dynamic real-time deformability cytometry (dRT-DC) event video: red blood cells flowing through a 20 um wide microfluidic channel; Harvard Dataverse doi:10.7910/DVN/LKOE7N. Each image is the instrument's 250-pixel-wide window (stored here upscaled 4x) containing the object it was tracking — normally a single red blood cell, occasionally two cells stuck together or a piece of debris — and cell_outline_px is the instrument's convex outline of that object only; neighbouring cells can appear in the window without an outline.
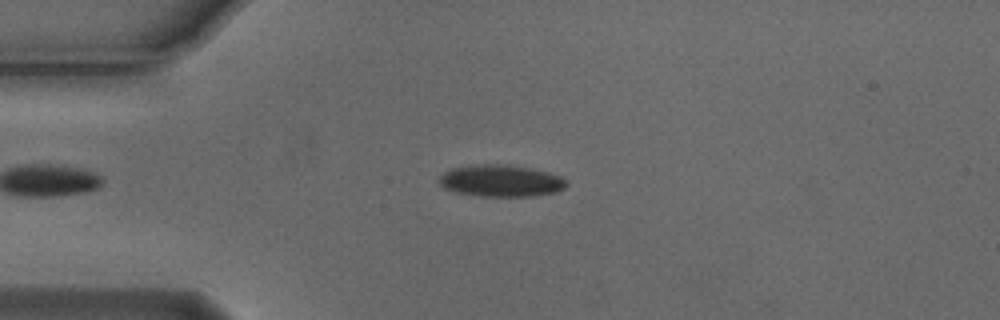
{"species": "Egyptian fruit bat (a non-hibernating species)", "species_latin": "Rousettus aegyptiacus", "temperature_condition": "cold", "stored_images_in_passage": 3, "camera_frame_rate_fps": 3000, "um_per_image_px": 0.085, "animal": {"sex": "male"}, "frame": {"image": 1, "passage_image": 3, "time_ms": 0.667, "image_size_px": [1000, 320], "cell_outline_px": [[568, 184], [564, 188], [556, 192], [532, 196], [480, 196], [456, 192], [444, 188], [436, 180], [444, 172], [452, 168], [484, 164], [508, 164], [548, 172], [560, 176], [568, 180]], "centroid_in_image_um": [42.58, 15.37], "position_along_channel_um": 42.4, "area_um2": 23.64}}